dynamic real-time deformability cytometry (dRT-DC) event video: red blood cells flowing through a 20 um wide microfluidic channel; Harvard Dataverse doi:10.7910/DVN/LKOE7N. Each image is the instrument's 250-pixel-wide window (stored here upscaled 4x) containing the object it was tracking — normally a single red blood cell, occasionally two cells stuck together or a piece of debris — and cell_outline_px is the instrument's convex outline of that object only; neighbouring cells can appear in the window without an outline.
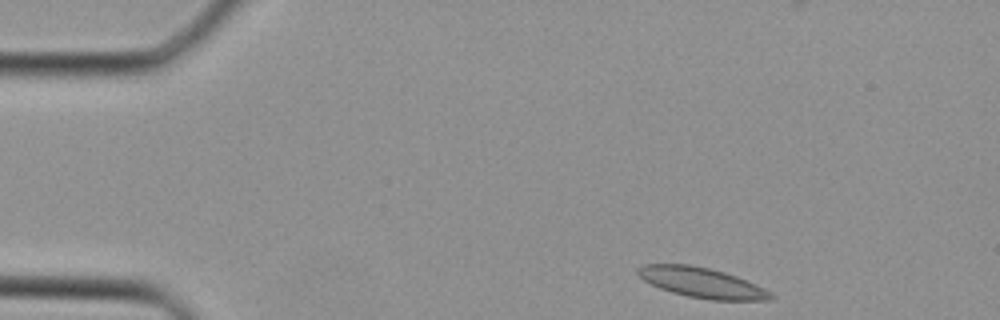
{"species": "Egyptian fruit bat (a non-hibernating species)", "species_latin": "Rousettus aegyptiacus", "temperature_condition": "cold", "stored_images_in_passage": 34, "camera_frame_rate_fps": 3000, "um_per_image_px": 0.085, "animal": {"sex": "female"}, "frame": {"image": 1, "passage_image": 1, "time_ms": 0.0, "image_size_px": [1000, 320], "cell_outline_px": [[776, 296], [768, 300], [712, 300], [688, 296], [672, 292], [660, 288], [644, 280], [636, 272], [636, 268], [644, 264], [688, 264], [708, 268], [724, 272], [736, 276], [764, 288], [772, 292]], "centroid_in_image_um": [59.66, 24.02], "position_along_channel_um": 25.3, "area_um2": 23.18}}
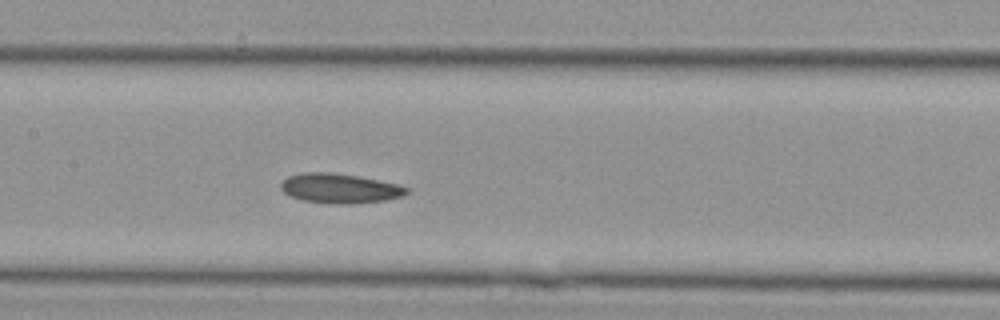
{"frame": {"image": 2, "passage_image": 14, "time_ms": 4.333, "image_size_px": [1000, 320], "cell_outline_px": [[408, 192], [404, 196], [384, 200], [352, 204], [336, 204], [300, 200], [288, 196], [280, 188], [280, 184], [288, 176], [304, 172], [328, 172], [356, 176], [396, 184], [408, 188]], "centroid_in_image_um": [28.83, 16.02], "position_along_channel_um": 178.6, "area_um2": 21.62}}
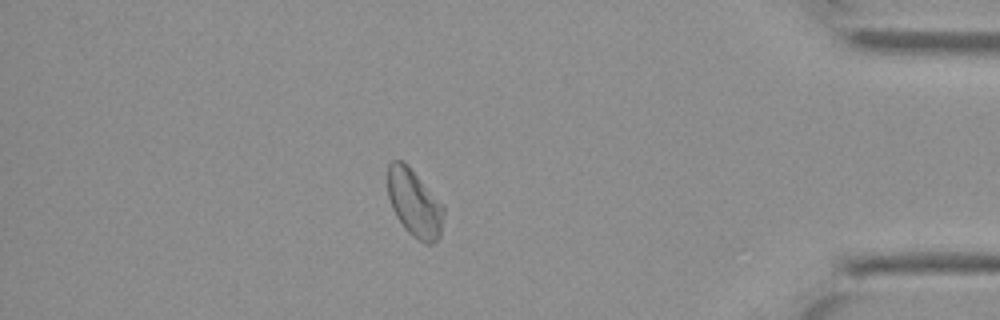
{"frame": {"image": 3, "passage_image": 29, "time_ms": 9.333, "image_size_px": [1000, 320], "cell_outline_px": [[444, 212], [440, 236], [432, 244], [424, 244], [412, 236], [404, 228], [396, 216], [392, 208], [388, 196], [388, 164], [392, 160], [404, 160], [408, 164], [444, 204]], "centroid_in_image_um": [35.23, 17.25], "position_along_channel_um": 400.0, "area_um2": 22.37}}